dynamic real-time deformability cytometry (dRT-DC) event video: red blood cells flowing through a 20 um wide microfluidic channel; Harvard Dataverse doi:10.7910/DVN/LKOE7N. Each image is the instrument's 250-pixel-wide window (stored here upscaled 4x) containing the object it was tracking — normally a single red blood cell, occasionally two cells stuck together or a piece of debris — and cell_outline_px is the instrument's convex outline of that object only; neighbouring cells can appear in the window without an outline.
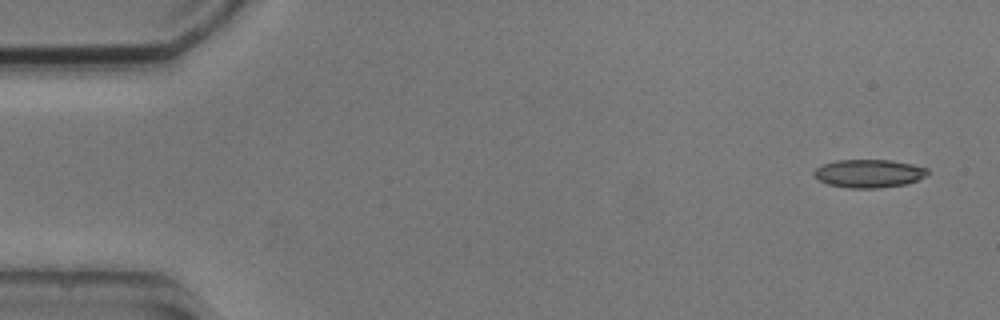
{"species": "common noctule bat (a hibernating species)", "species_latin": "Nyctalus noctula", "temperature_condition": "cold", "stored_images_in_passage": 7, "camera_frame_rate_fps": 3000, "um_per_image_px": 0.085, "animal": {"sex": "male", "body_mass_g": 20.5, "forearm_length_mm": 52.5}, "frame": {"image": 1, "passage_image": 1, "time_ms": 0.0, "image_size_px": [1000, 320], "cell_outline_px": [[928, 172], [924, 176], [908, 184], [880, 188], [848, 188], [828, 184], [820, 180], [812, 172], [816, 168], [824, 164], [836, 160], [892, 160], [912, 164], [928, 168]], "centroid_in_image_um": [73.87, 14.74], "position_along_channel_um": 11.1, "area_um2": 18.61}}
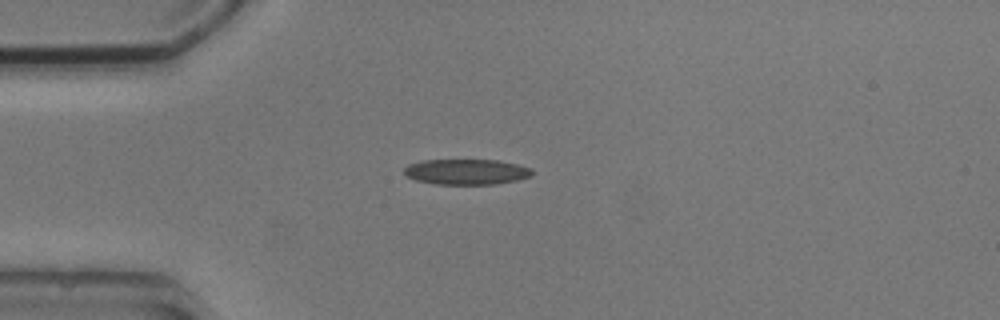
{"frame": {"image": 2, "passage_image": 4, "time_ms": 3.667, "image_size_px": [1000, 320], "cell_outline_px": [[532, 176], [516, 180], [496, 184], [436, 184], [416, 180], [408, 176], [404, 172], [404, 168], [408, 164], [424, 160], [496, 160], [516, 164], [532, 168]], "centroid_in_image_um": [39.65, 14.6], "position_along_channel_um": 45.3, "area_um2": 18.9}}